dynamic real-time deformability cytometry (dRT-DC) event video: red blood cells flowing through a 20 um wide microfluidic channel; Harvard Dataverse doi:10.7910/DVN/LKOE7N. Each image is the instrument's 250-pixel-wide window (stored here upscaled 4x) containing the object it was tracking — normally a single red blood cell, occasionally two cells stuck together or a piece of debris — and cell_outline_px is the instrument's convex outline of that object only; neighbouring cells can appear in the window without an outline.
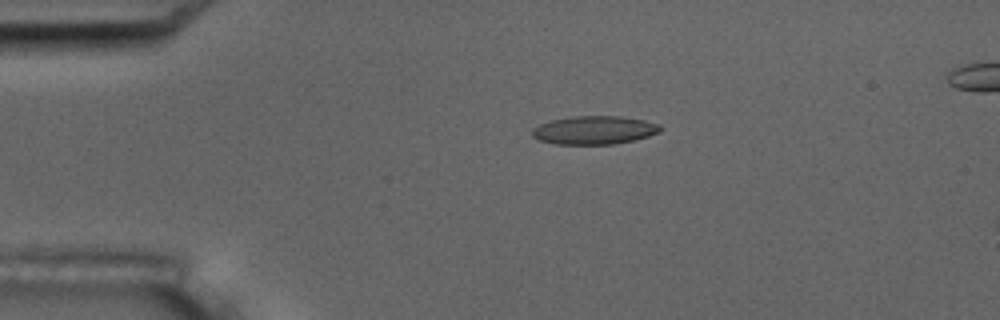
{"species": "common noctule bat (a hibernating species)", "species_latin": "Nyctalus noctula", "temperature_condition": "room temperature", "stored_images_in_passage": 11, "camera_frame_rate_fps": 3000, "um_per_image_px": 0.085, "animal": {"sex": "male", "body_mass_g": 17.5, "forearm_length_mm": 52.3}, "frame": {"image": 1, "passage_image": 4, "time_ms": 3.667, "image_size_px": [1000, 320], "cell_outline_px": [[664, 128], [660, 132], [648, 136], [632, 140], [612, 144], [556, 144], [540, 140], [532, 136], [532, 128], [540, 124], [552, 120], [572, 116], [620, 116], [644, 120], [660, 124]], "centroid_in_image_um": [50.53, 11.05], "position_along_channel_um": 34.5, "area_um2": 21.15}}